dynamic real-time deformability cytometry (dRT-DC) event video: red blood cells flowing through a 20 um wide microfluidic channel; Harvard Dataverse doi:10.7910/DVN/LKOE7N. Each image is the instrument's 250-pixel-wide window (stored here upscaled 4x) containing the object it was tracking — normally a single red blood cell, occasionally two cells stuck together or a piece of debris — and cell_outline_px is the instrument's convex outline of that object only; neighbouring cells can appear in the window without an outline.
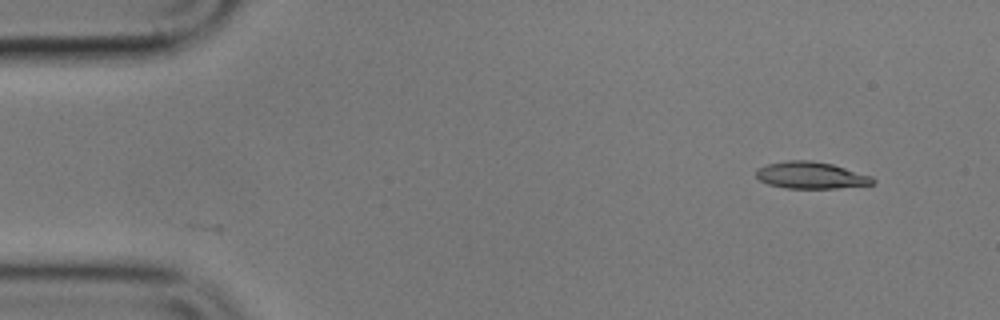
{"species": "common noctule bat (a hibernating species)", "species_latin": "Nyctalus noctula", "temperature_condition": "cold", "stored_images_in_passage": 2, "camera_frame_rate_fps": 3000, "um_per_image_px": 0.085, "animal": {"sex": "male", "body_mass_g": 17.9}, "frame": {"image": 1, "passage_image": 2, "time_ms": 1.0, "image_size_px": [1000, 320], "cell_outline_px": [[876, 180], [872, 184], [836, 188], [788, 188], [768, 184], [760, 180], [756, 176], [756, 168], [768, 164], [788, 160], [812, 160], [832, 164], [872, 176]], "centroid_in_image_um": [68.92, 14.89], "position_along_channel_um": 16.1, "area_um2": 18.15}}